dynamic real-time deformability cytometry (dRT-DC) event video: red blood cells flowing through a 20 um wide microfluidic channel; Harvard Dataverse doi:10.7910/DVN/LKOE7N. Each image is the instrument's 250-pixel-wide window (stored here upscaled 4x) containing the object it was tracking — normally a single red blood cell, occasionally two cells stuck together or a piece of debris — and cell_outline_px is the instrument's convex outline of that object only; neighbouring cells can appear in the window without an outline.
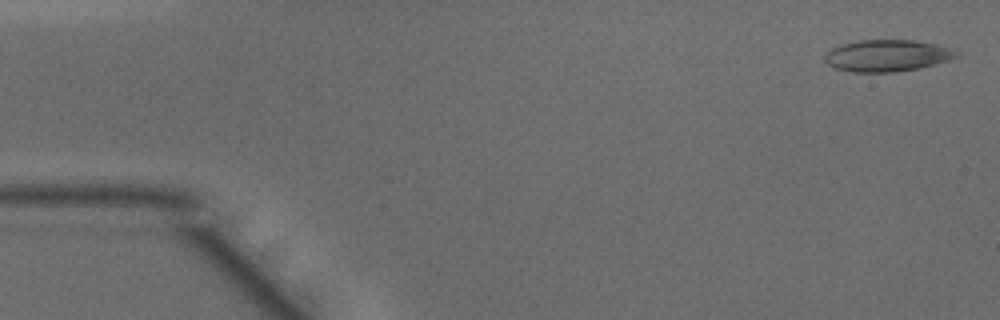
{"species": "common noctule bat (a hibernating species)", "species_latin": "Nyctalus noctula", "temperature_condition": "warm", "stored_images_in_passage": 47, "camera_frame_rate_fps": 3000, "um_per_image_px": 0.085, "animal": {"sex": "male", "body_mass_g": 15.6}, "frame": {"image": 1, "passage_image": 1, "time_ms": 0.0, "image_size_px": [1000, 320], "cell_outline_px": [[960, 56], [948, 60], [920, 68], [896, 72], [852, 72], [832, 68], [824, 60], [824, 56], [832, 48], [840, 44], [860, 40], [916, 40], [936, 44], [960, 52]], "centroid_in_image_um": [75.39, 4.73], "position_along_channel_um": 9.6, "area_um2": 24.51}}
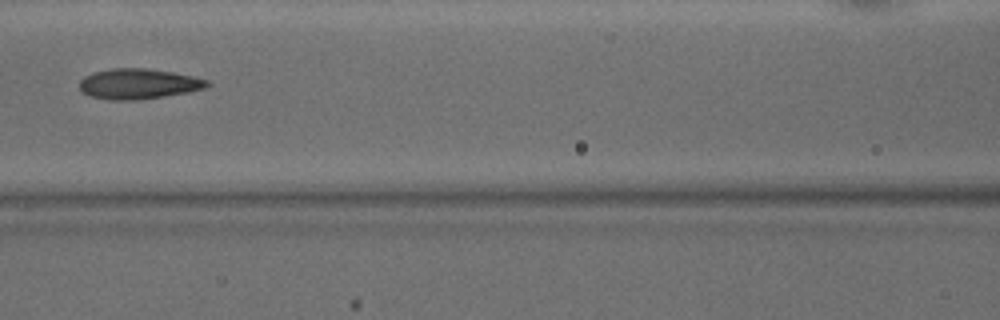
{"frame": {"image": 2, "passage_image": 20, "time_ms": 6.333, "image_size_px": [1000, 320], "cell_outline_px": [[212, 84], [204, 88], [188, 92], [140, 100], [108, 100], [92, 96], [84, 92], [80, 88], [80, 80], [84, 76], [92, 72], [112, 68], [144, 68], [172, 72], [192, 76], [208, 80]], "centroid_in_image_um": [11.77, 7.12], "position_along_channel_um": 154.8, "area_um2": 22.54}}
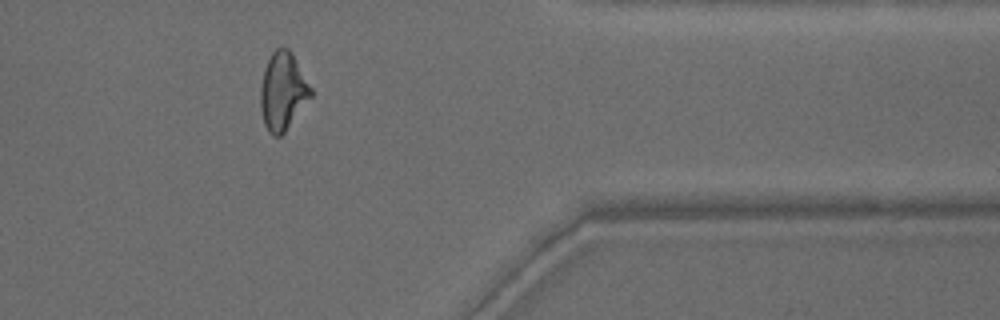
{"frame": {"image": 3, "passage_image": 38, "time_ms": 12.333, "image_size_px": [1000, 320], "cell_outline_px": [[312, 96], [284, 132], [280, 136], [272, 136], [268, 132], [264, 124], [260, 104], [260, 88], [264, 68], [272, 52], [276, 48], [288, 48], [292, 52], [312, 88]], "centroid_in_image_um": [24.03, 7.75], "position_along_channel_um": 387.4, "area_um2": 22.77}, "authors_computed_cell_mechanics": {"area_um2": 22.831, "velocity_mm_per_s": 4.1992, "shape_relaxation_time_tau1_ms": 5.0395, "shape_relaxation_time_tau2_ms": 1.7243, "deformation_change_tau1": 0.1611, "deformation_change_tau2": 0.0921}}